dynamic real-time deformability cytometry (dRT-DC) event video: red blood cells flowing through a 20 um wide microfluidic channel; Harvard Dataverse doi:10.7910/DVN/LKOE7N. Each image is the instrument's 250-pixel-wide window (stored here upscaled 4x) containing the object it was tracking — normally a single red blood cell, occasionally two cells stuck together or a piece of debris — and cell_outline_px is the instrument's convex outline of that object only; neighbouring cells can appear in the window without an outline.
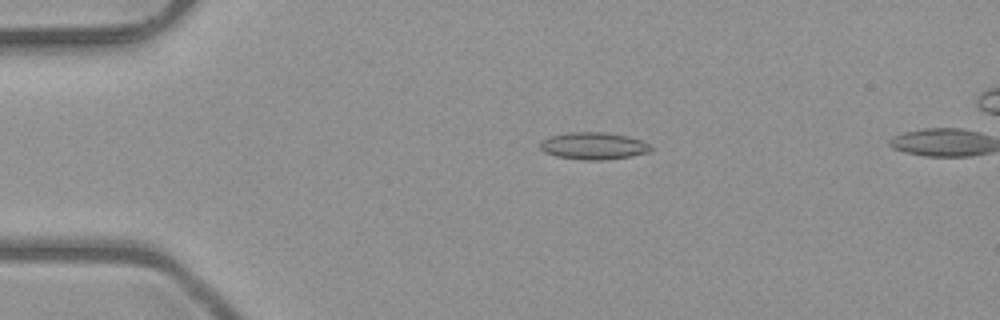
{"species": "common noctule bat (a hibernating species)", "species_latin": "Nyctalus noctula", "temperature_condition": "room temperature", "stored_images_in_passage": 4, "segment_of_instrument_passage": [1, 2], "camera_frame_rate_fps": 3000, "um_per_image_px": 0.085, "animal": {"sex": "male", "body_mass_g": 23.1, "forearm_length_mm": 52.7}, "frame": {"image": 1, "passage_image": 2, "time_ms": 0.333, "image_size_px": [1000, 320], "cell_outline_px": [[652, 148], [648, 152], [632, 156], [604, 160], [580, 160], [556, 156], [544, 152], [540, 148], [540, 140], [548, 136], [564, 132], [604, 132], [628, 136], [644, 140], [652, 144]], "centroid_in_image_um": [50.44, 12.39], "position_along_channel_um": 34.6, "area_um2": 17.92}}